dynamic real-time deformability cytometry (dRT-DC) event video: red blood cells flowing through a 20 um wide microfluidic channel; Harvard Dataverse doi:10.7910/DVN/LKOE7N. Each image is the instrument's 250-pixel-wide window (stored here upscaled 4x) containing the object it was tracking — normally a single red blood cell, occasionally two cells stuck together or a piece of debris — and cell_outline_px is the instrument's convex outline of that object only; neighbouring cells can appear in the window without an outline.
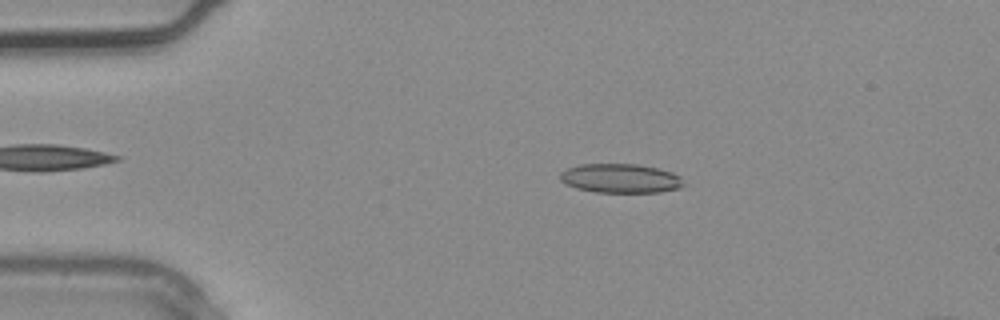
{"species": "common noctule bat (a hibernating species)", "species_latin": "Nyctalus noctula", "temperature_condition": "warm", "stored_images_in_passage": 6, "camera_frame_rate_fps": 3000, "um_per_image_px": 0.085, "animal": {"sex": "male", "body_mass_g": 20.4}, "frame": {"image": 1, "passage_image": 4, "time_ms": 1.0, "image_size_px": [1000, 320], "cell_outline_px": [[684, 184], [680, 188], [660, 192], [596, 192], [576, 188], [564, 184], [560, 180], [560, 172], [568, 168], [580, 164], [636, 164], [660, 168], [672, 172], [680, 176]], "centroid_in_image_um": [52.74, 15.16], "position_along_channel_um": 32.3, "area_um2": 21.1}}